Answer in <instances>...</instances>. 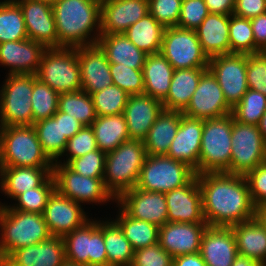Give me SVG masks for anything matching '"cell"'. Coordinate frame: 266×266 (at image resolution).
Here are the masks:
<instances>
[{
    "instance_id": "f35d334b",
    "label": "cell",
    "mask_w": 266,
    "mask_h": 266,
    "mask_svg": "<svg viewBox=\"0 0 266 266\" xmlns=\"http://www.w3.org/2000/svg\"><path fill=\"white\" fill-rule=\"evenodd\" d=\"M115 220L129 240L133 250H138L158 243L159 227L148 221L130 217L123 209Z\"/></svg>"
},
{
    "instance_id": "f546056e",
    "label": "cell",
    "mask_w": 266,
    "mask_h": 266,
    "mask_svg": "<svg viewBox=\"0 0 266 266\" xmlns=\"http://www.w3.org/2000/svg\"><path fill=\"white\" fill-rule=\"evenodd\" d=\"M97 44L106 53L109 63L142 69L148 54L138 49L125 34H101Z\"/></svg>"
},
{
    "instance_id": "f907efd6",
    "label": "cell",
    "mask_w": 266,
    "mask_h": 266,
    "mask_svg": "<svg viewBox=\"0 0 266 266\" xmlns=\"http://www.w3.org/2000/svg\"><path fill=\"white\" fill-rule=\"evenodd\" d=\"M248 88L266 96V52L247 55Z\"/></svg>"
},
{
    "instance_id": "be15d7a7",
    "label": "cell",
    "mask_w": 266,
    "mask_h": 266,
    "mask_svg": "<svg viewBox=\"0 0 266 266\" xmlns=\"http://www.w3.org/2000/svg\"><path fill=\"white\" fill-rule=\"evenodd\" d=\"M255 218L266 229V204L255 207Z\"/></svg>"
},
{
    "instance_id": "60d3db41",
    "label": "cell",
    "mask_w": 266,
    "mask_h": 266,
    "mask_svg": "<svg viewBox=\"0 0 266 266\" xmlns=\"http://www.w3.org/2000/svg\"><path fill=\"white\" fill-rule=\"evenodd\" d=\"M58 111L76 118L84 126H91L97 118L92 97L83 90L59 94Z\"/></svg>"
},
{
    "instance_id": "8992f818",
    "label": "cell",
    "mask_w": 266,
    "mask_h": 266,
    "mask_svg": "<svg viewBox=\"0 0 266 266\" xmlns=\"http://www.w3.org/2000/svg\"><path fill=\"white\" fill-rule=\"evenodd\" d=\"M232 114L205 119L198 159V175L206 172L230 173Z\"/></svg>"
},
{
    "instance_id": "9a60e30c",
    "label": "cell",
    "mask_w": 266,
    "mask_h": 266,
    "mask_svg": "<svg viewBox=\"0 0 266 266\" xmlns=\"http://www.w3.org/2000/svg\"><path fill=\"white\" fill-rule=\"evenodd\" d=\"M223 91L213 74L207 70L200 78L187 107L182 111L187 117L197 119L219 118L230 114Z\"/></svg>"
},
{
    "instance_id": "b9f144b4",
    "label": "cell",
    "mask_w": 266,
    "mask_h": 266,
    "mask_svg": "<svg viewBox=\"0 0 266 266\" xmlns=\"http://www.w3.org/2000/svg\"><path fill=\"white\" fill-rule=\"evenodd\" d=\"M230 53L254 54L262 52L256 45L250 19L230 15L229 18Z\"/></svg>"
},
{
    "instance_id": "6125c7cd",
    "label": "cell",
    "mask_w": 266,
    "mask_h": 266,
    "mask_svg": "<svg viewBox=\"0 0 266 266\" xmlns=\"http://www.w3.org/2000/svg\"><path fill=\"white\" fill-rule=\"evenodd\" d=\"M232 266H266V265L254 259H251L250 257H244L238 255L233 261Z\"/></svg>"
},
{
    "instance_id": "9c48e42d",
    "label": "cell",
    "mask_w": 266,
    "mask_h": 266,
    "mask_svg": "<svg viewBox=\"0 0 266 266\" xmlns=\"http://www.w3.org/2000/svg\"><path fill=\"white\" fill-rule=\"evenodd\" d=\"M0 91V126L33 125V74H8Z\"/></svg>"
},
{
    "instance_id": "bcb514c9",
    "label": "cell",
    "mask_w": 266,
    "mask_h": 266,
    "mask_svg": "<svg viewBox=\"0 0 266 266\" xmlns=\"http://www.w3.org/2000/svg\"><path fill=\"white\" fill-rule=\"evenodd\" d=\"M55 190V181L51 175L40 187H35L18 195V205L10 207L27 213L43 214L48 199Z\"/></svg>"
},
{
    "instance_id": "30bf717a",
    "label": "cell",
    "mask_w": 266,
    "mask_h": 266,
    "mask_svg": "<svg viewBox=\"0 0 266 266\" xmlns=\"http://www.w3.org/2000/svg\"><path fill=\"white\" fill-rule=\"evenodd\" d=\"M231 145V174L246 176L266 162V140L258 126L240 123L233 116Z\"/></svg>"
},
{
    "instance_id": "3957f363",
    "label": "cell",
    "mask_w": 266,
    "mask_h": 266,
    "mask_svg": "<svg viewBox=\"0 0 266 266\" xmlns=\"http://www.w3.org/2000/svg\"><path fill=\"white\" fill-rule=\"evenodd\" d=\"M147 156L144 141L139 139H129L106 153L103 182L115 200L137 186Z\"/></svg>"
},
{
    "instance_id": "681fc988",
    "label": "cell",
    "mask_w": 266,
    "mask_h": 266,
    "mask_svg": "<svg viewBox=\"0 0 266 266\" xmlns=\"http://www.w3.org/2000/svg\"><path fill=\"white\" fill-rule=\"evenodd\" d=\"M182 0H148L149 13L164 27L177 26Z\"/></svg>"
},
{
    "instance_id": "83f0119b",
    "label": "cell",
    "mask_w": 266,
    "mask_h": 266,
    "mask_svg": "<svg viewBox=\"0 0 266 266\" xmlns=\"http://www.w3.org/2000/svg\"><path fill=\"white\" fill-rule=\"evenodd\" d=\"M229 18L230 15L209 13L195 30L208 58L230 53Z\"/></svg>"
},
{
    "instance_id": "e0dca14e",
    "label": "cell",
    "mask_w": 266,
    "mask_h": 266,
    "mask_svg": "<svg viewBox=\"0 0 266 266\" xmlns=\"http://www.w3.org/2000/svg\"><path fill=\"white\" fill-rule=\"evenodd\" d=\"M43 217L51 236L63 237L86 221V214L79 203L53 191L45 206Z\"/></svg>"
},
{
    "instance_id": "f1b7e54d",
    "label": "cell",
    "mask_w": 266,
    "mask_h": 266,
    "mask_svg": "<svg viewBox=\"0 0 266 266\" xmlns=\"http://www.w3.org/2000/svg\"><path fill=\"white\" fill-rule=\"evenodd\" d=\"M53 167H0L1 190L15 199L25 191L40 187L51 175Z\"/></svg>"
},
{
    "instance_id": "7dc6e473",
    "label": "cell",
    "mask_w": 266,
    "mask_h": 266,
    "mask_svg": "<svg viewBox=\"0 0 266 266\" xmlns=\"http://www.w3.org/2000/svg\"><path fill=\"white\" fill-rule=\"evenodd\" d=\"M113 84L129 95L144 94L142 69H132L120 64L110 63Z\"/></svg>"
},
{
    "instance_id": "cb8c5ba5",
    "label": "cell",
    "mask_w": 266,
    "mask_h": 266,
    "mask_svg": "<svg viewBox=\"0 0 266 266\" xmlns=\"http://www.w3.org/2000/svg\"><path fill=\"white\" fill-rule=\"evenodd\" d=\"M163 110V103L150 95H129L123 114L130 139L144 140Z\"/></svg>"
},
{
    "instance_id": "e575fe53",
    "label": "cell",
    "mask_w": 266,
    "mask_h": 266,
    "mask_svg": "<svg viewBox=\"0 0 266 266\" xmlns=\"http://www.w3.org/2000/svg\"><path fill=\"white\" fill-rule=\"evenodd\" d=\"M91 127L95 133L97 148L105 153L113 151L130 139L124 114L97 116Z\"/></svg>"
},
{
    "instance_id": "816d5d0a",
    "label": "cell",
    "mask_w": 266,
    "mask_h": 266,
    "mask_svg": "<svg viewBox=\"0 0 266 266\" xmlns=\"http://www.w3.org/2000/svg\"><path fill=\"white\" fill-rule=\"evenodd\" d=\"M208 14L204 0H182L177 27L196 30Z\"/></svg>"
},
{
    "instance_id": "03108f58",
    "label": "cell",
    "mask_w": 266,
    "mask_h": 266,
    "mask_svg": "<svg viewBox=\"0 0 266 266\" xmlns=\"http://www.w3.org/2000/svg\"><path fill=\"white\" fill-rule=\"evenodd\" d=\"M61 266H84V265L73 263L66 260Z\"/></svg>"
},
{
    "instance_id": "680465c9",
    "label": "cell",
    "mask_w": 266,
    "mask_h": 266,
    "mask_svg": "<svg viewBox=\"0 0 266 266\" xmlns=\"http://www.w3.org/2000/svg\"><path fill=\"white\" fill-rule=\"evenodd\" d=\"M209 13L231 15L234 12L235 0H204Z\"/></svg>"
},
{
    "instance_id": "e7e4bbea",
    "label": "cell",
    "mask_w": 266,
    "mask_h": 266,
    "mask_svg": "<svg viewBox=\"0 0 266 266\" xmlns=\"http://www.w3.org/2000/svg\"><path fill=\"white\" fill-rule=\"evenodd\" d=\"M258 128L260 133L262 134L263 138L266 140V111L260 119L258 124Z\"/></svg>"
},
{
    "instance_id": "ac0fdd59",
    "label": "cell",
    "mask_w": 266,
    "mask_h": 266,
    "mask_svg": "<svg viewBox=\"0 0 266 266\" xmlns=\"http://www.w3.org/2000/svg\"><path fill=\"white\" fill-rule=\"evenodd\" d=\"M165 199L168 222L206 223L197 175L186 185L165 193Z\"/></svg>"
},
{
    "instance_id": "277c9868",
    "label": "cell",
    "mask_w": 266,
    "mask_h": 266,
    "mask_svg": "<svg viewBox=\"0 0 266 266\" xmlns=\"http://www.w3.org/2000/svg\"><path fill=\"white\" fill-rule=\"evenodd\" d=\"M0 259L14 250L35 245L51 237L43 214L27 213L0 205Z\"/></svg>"
},
{
    "instance_id": "ab89813d",
    "label": "cell",
    "mask_w": 266,
    "mask_h": 266,
    "mask_svg": "<svg viewBox=\"0 0 266 266\" xmlns=\"http://www.w3.org/2000/svg\"><path fill=\"white\" fill-rule=\"evenodd\" d=\"M28 39L21 7L15 0L0 2V44Z\"/></svg>"
},
{
    "instance_id": "d590c367",
    "label": "cell",
    "mask_w": 266,
    "mask_h": 266,
    "mask_svg": "<svg viewBox=\"0 0 266 266\" xmlns=\"http://www.w3.org/2000/svg\"><path fill=\"white\" fill-rule=\"evenodd\" d=\"M165 28L150 14H146L124 33L136 47L146 54L161 52Z\"/></svg>"
},
{
    "instance_id": "9f6ffc18",
    "label": "cell",
    "mask_w": 266,
    "mask_h": 266,
    "mask_svg": "<svg viewBox=\"0 0 266 266\" xmlns=\"http://www.w3.org/2000/svg\"><path fill=\"white\" fill-rule=\"evenodd\" d=\"M266 13V0H235L233 14L251 19Z\"/></svg>"
},
{
    "instance_id": "2e32d148",
    "label": "cell",
    "mask_w": 266,
    "mask_h": 266,
    "mask_svg": "<svg viewBox=\"0 0 266 266\" xmlns=\"http://www.w3.org/2000/svg\"><path fill=\"white\" fill-rule=\"evenodd\" d=\"M117 200L118 205L132 218L148 221L158 227L168 222L165 193L135 187L125 191Z\"/></svg>"
},
{
    "instance_id": "6da1fadb",
    "label": "cell",
    "mask_w": 266,
    "mask_h": 266,
    "mask_svg": "<svg viewBox=\"0 0 266 266\" xmlns=\"http://www.w3.org/2000/svg\"><path fill=\"white\" fill-rule=\"evenodd\" d=\"M197 177L208 226L231 227L255 218V206L245 176L206 172Z\"/></svg>"
},
{
    "instance_id": "91938a15",
    "label": "cell",
    "mask_w": 266,
    "mask_h": 266,
    "mask_svg": "<svg viewBox=\"0 0 266 266\" xmlns=\"http://www.w3.org/2000/svg\"><path fill=\"white\" fill-rule=\"evenodd\" d=\"M83 127L84 125L81 124L76 118L61 112L62 136H66V138L69 140Z\"/></svg>"
},
{
    "instance_id": "7c38bea8",
    "label": "cell",
    "mask_w": 266,
    "mask_h": 266,
    "mask_svg": "<svg viewBox=\"0 0 266 266\" xmlns=\"http://www.w3.org/2000/svg\"><path fill=\"white\" fill-rule=\"evenodd\" d=\"M160 53L175 70L208 68L209 65L195 30L177 26L165 28Z\"/></svg>"
},
{
    "instance_id": "8fae6325",
    "label": "cell",
    "mask_w": 266,
    "mask_h": 266,
    "mask_svg": "<svg viewBox=\"0 0 266 266\" xmlns=\"http://www.w3.org/2000/svg\"><path fill=\"white\" fill-rule=\"evenodd\" d=\"M62 238L67 261L84 266H107L103 223L88 220Z\"/></svg>"
},
{
    "instance_id": "11a10c76",
    "label": "cell",
    "mask_w": 266,
    "mask_h": 266,
    "mask_svg": "<svg viewBox=\"0 0 266 266\" xmlns=\"http://www.w3.org/2000/svg\"><path fill=\"white\" fill-rule=\"evenodd\" d=\"M255 207L266 204V162L259 164L245 176Z\"/></svg>"
},
{
    "instance_id": "ffe728a7",
    "label": "cell",
    "mask_w": 266,
    "mask_h": 266,
    "mask_svg": "<svg viewBox=\"0 0 266 266\" xmlns=\"http://www.w3.org/2000/svg\"><path fill=\"white\" fill-rule=\"evenodd\" d=\"M22 9L28 39L46 48H58L52 5L35 0H15Z\"/></svg>"
},
{
    "instance_id": "ee69618b",
    "label": "cell",
    "mask_w": 266,
    "mask_h": 266,
    "mask_svg": "<svg viewBox=\"0 0 266 266\" xmlns=\"http://www.w3.org/2000/svg\"><path fill=\"white\" fill-rule=\"evenodd\" d=\"M265 111L266 96L248 89L240 102L232 108L231 114L240 123L258 126Z\"/></svg>"
},
{
    "instance_id": "f6af8a7d",
    "label": "cell",
    "mask_w": 266,
    "mask_h": 266,
    "mask_svg": "<svg viewBox=\"0 0 266 266\" xmlns=\"http://www.w3.org/2000/svg\"><path fill=\"white\" fill-rule=\"evenodd\" d=\"M97 116L123 114L129 94L114 84L91 94Z\"/></svg>"
},
{
    "instance_id": "484cf974",
    "label": "cell",
    "mask_w": 266,
    "mask_h": 266,
    "mask_svg": "<svg viewBox=\"0 0 266 266\" xmlns=\"http://www.w3.org/2000/svg\"><path fill=\"white\" fill-rule=\"evenodd\" d=\"M200 254L207 266H232L238 256L232 228L208 226L201 240Z\"/></svg>"
},
{
    "instance_id": "4dcf8cb0",
    "label": "cell",
    "mask_w": 266,
    "mask_h": 266,
    "mask_svg": "<svg viewBox=\"0 0 266 266\" xmlns=\"http://www.w3.org/2000/svg\"><path fill=\"white\" fill-rule=\"evenodd\" d=\"M174 68L161 54H148L142 68L144 94L163 101L169 92Z\"/></svg>"
},
{
    "instance_id": "003e7915",
    "label": "cell",
    "mask_w": 266,
    "mask_h": 266,
    "mask_svg": "<svg viewBox=\"0 0 266 266\" xmlns=\"http://www.w3.org/2000/svg\"><path fill=\"white\" fill-rule=\"evenodd\" d=\"M35 1H41V2L48 3L50 5H53L55 2H57L59 0H35Z\"/></svg>"
},
{
    "instance_id": "7402d4cb",
    "label": "cell",
    "mask_w": 266,
    "mask_h": 266,
    "mask_svg": "<svg viewBox=\"0 0 266 266\" xmlns=\"http://www.w3.org/2000/svg\"><path fill=\"white\" fill-rule=\"evenodd\" d=\"M77 58L83 91L91 95L113 84L110 63L98 44L77 47Z\"/></svg>"
},
{
    "instance_id": "4fadbf2b",
    "label": "cell",
    "mask_w": 266,
    "mask_h": 266,
    "mask_svg": "<svg viewBox=\"0 0 266 266\" xmlns=\"http://www.w3.org/2000/svg\"><path fill=\"white\" fill-rule=\"evenodd\" d=\"M208 70L216 78L227 104L233 108L249 89L247 54L229 53L209 58Z\"/></svg>"
},
{
    "instance_id": "c3c4849f",
    "label": "cell",
    "mask_w": 266,
    "mask_h": 266,
    "mask_svg": "<svg viewBox=\"0 0 266 266\" xmlns=\"http://www.w3.org/2000/svg\"><path fill=\"white\" fill-rule=\"evenodd\" d=\"M106 153L100 149L70 160L66 165L74 172L91 178L103 179Z\"/></svg>"
},
{
    "instance_id": "f5cc1de1",
    "label": "cell",
    "mask_w": 266,
    "mask_h": 266,
    "mask_svg": "<svg viewBox=\"0 0 266 266\" xmlns=\"http://www.w3.org/2000/svg\"><path fill=\"white\" fill-rule=\"evenodd\" d=\"M97 149L93 128L91 126H84L67 141L65 152L68 151L70 157L63 164H67L70 160L84 156Z\"/></svg>"
},
{
    "instance_id": "7a4b0ae2",
    "label": "cell",
    "mask_w": 266,
    "mask_h": 266,
    "mask_svg": "<svg viewBox=\"0 0 266 266\" xmlns=\"http://www.w3.org/2000/svg\"><path fill=\"white\" fill-rule=\"evenodd\" d=\"M52 9L58 48H77L97 44L101 35V0H59L52 5ZM95 26L99 34L97 33L96 37L88 41Z\"/></svg>"
},
{
    "instance_id": "d6a6232c",
    "label": "cell",
    "mask_w": 266,
    "mask_h": 266,
    "mask_svg": "<svg viewBox=\"0 0 266 266\" xmlns=\"http://www.w3.org/2000/svg\"><path fill=\"white\" fill-rule=\"evenodd\" d=\"M182 111L163 110L143 140L148 155H167L180 125Z\"/></svg>"
},
{
    "instance_id": "8d00e7d4",
    "label": "cell",
    "mask_w": 266,
    "mask_h": 266,
    "mask_svg": "<svg viewBox=\"0 0 266 266\" xmlns=\"http://www.w3.org/2000/svg\"><path fill=\"white\" fill-rule=\"evenodd\" d=\"M43 152L53 162L65 153L68 139L62 136L61 112L57 111L52 117L39 120L33 124Z\"/></svg>"
},
{
    "instance_id": "74e56055",
    "label": "cell",
    "mask_w": 266,
    "mask_h": 266,
    "mask_svg": "<svg viewBox=\"0 0 266 266\" xmlns=\"http://www.w3.org/2000/svg\"><path fill=\"white\" fill-rule=\"evenodd\" d=\"M103 238L107 266H131L134 250L115 221H103Z\"/></svg>"
},
{
    "instance_id": "1f68e13d",
    "label": "cell",
    "mask_w": 266,
    "mask_h": 266,
    "mask_svg": "<svg viewBox=\"0 0 266 266\" xmlns=\"http://www.w3.org/2000/svg\"><path fill=\"white\" fill-rule=\"evenodd\" d=\"M208 68L176 69L167 97L162 101L164 110L183 111L189 104L201 76Z\"/></svg>"
},
{
    "instance_id": "94428289",
    "label": "cell",
    "mask_w": 266,
    "mask_h": 266,
    "mask_svg": "<svg viewBox=\"0 0 266 266\" xmlns=\"http://www.w3.org/2000/svg\"><path fill=\"white\" fill-rule=\"evenodd\" d=\"M172 266H207L200 252L180 255L173 258Z\"/></svg>"
},
{
    "instance_id": "44dd1931",
    "label": "cell",
    "mask_w": 266,
    "mask_h": 266,
    "mask_svg": "<svg viewBox=\"0 0 266 266\" xmlns=\"http://www.w3.org/2000/svg\"><path fill=\"white\" fill-rule=\"evenodd\" d=\"M207 223L167 222L159 227L158 243L173 258L200 252Z\"/></svg>"
},
{
    "instance_id": "5bb4252c",
    "label": "cell",
    "mask_w": 266,
    "mask_h": 266,
    "mask_svg": "<svg viewBox=\"0 0 266 266\" xmlns=\"http://www.w3.org/2000/svg\"><path fill=\"white\" fill-rule=\"evenodd\" d=\"M52 175L55 189L74 202H106L114 199L106 190L103 179L82 176L71 170L66 164L54 162Z\"/></svg>"
},
{
    "instance_id": "a7ac6f4b",
    "label": "cell",
    "mask_w": 266,
    "mask_h": 266,
    "mask_svg": "<svg viewBox=\"0 0 266 266\" xmlns=\"http://www.w3.org/2000/svg\"><path fill=\"white\" fill-rule=\"evenodd\" d=\"M0 266H9V264L5 260L0 259Z\"/></svg>"
},
{
    "instance_id": "52a82bcc",
    "label": "cell",
    "mask_w": 266,
    "mask_h": 266,
    "mask_svg": "<svg viewBox=\"0 0 266 266\" xmlns=\"http://www.w3.org/2000/svg\"><path fill=\"white\" fill-rule=\"evenodd\" d=\"M36 77L58 94L82 90L77 48H47Z\"/></svg>"
},
{
    "instance_id": "603a6c76",
    "label": "cell",
    "mask_w": 266,
    "mask_h": 266,
    "mask_svg": "<svg viewBox=\"0 0 266 266\" xmlns=\"http://www.w3.org/2000/svg\"><path fill=\"white\" fill-rule=\"evenodd\" d=\"M204 119L181 116L180 125L174 137L168 157L184 162L198 175V159L201 148Z\"/></svg>"
},
{
    "instance_id": "836d02e7",
    "label": "cell",
    "mask_w": 266,
    "mask_h": 266,
    "mask_svg": "<svg viewBox=\"0 0 266 266\" xmlns=\"http://www.w3.org/2000/svg\"><path fill=\"white\" fill-rule=\"evenodd\" d=\"M238 255L266 265V229L256 218L231 226Z\"/></svg>"
},
{
    "instance_id": "d4e9b609",
    "label": "cell",
    "mask_w": 266,
    "mask_h": 266,
    "mask_svg": "<svg viewBox=\"0 0 266 266\" xmlns=\"http://www.w3.org/2000/svg\"><path fill=\"white\" fill-rule=\"evenodd\" d=\"M46 49L31 39L3 42L0 44V63L10 67L9 74L36 75Z\"/></svg>"
},
{
    "instance_id": "4316f807",
    "label": "cell",
    "mask_w": 266,
    "mask_h": 266,
    "mask_svg": "<svg viewBox=\"0 0 266 266\" xmlns=\"http://www.w3.org/2000/svg\"><path fill=\"white\" fill-rule=\"evenodd\" d=\"M5 261L9 266H61L66 261L62 237L14 250Z\"/></svg>"
},
{
    "instance_id": "d6986e66",
    "label": "cell",
    "mask_w": 266,
    "mask_h": 266,
    "mask_svg": "<svg viewBox=\"0 0 266 266\" xmlns=\"http://www.w3.org/2000/svg\"><path fill=\"white\" fill-rule=\"evenodd\" d=\"M148 13V0H101L100 34H124Z\"/></svg>"
},
{
    "instance_id": "5b68a950",
    "label": "cell",
    "mask_w": 266,
    "mask_h": 266,
    "mask_svg": "<svg viewBox=\"0 0 266 266\" xmlns=\"http://www.w3.org/2000/svg\"><path fill=\"white\" fill-rule=\"evenodd\" d=\"M33 125L0 126V167H53Z\"/></svg>"
},
{
    "instance_id": "6f0895ef",
    "label": "cell",
    "mask_w": 266,
    "mask_h": 266,
    "mask_svg": "<svg viewBox=\"0 0 266 266\" xmlns=\"http://www.w3.org/2000/svg\"><path fill=\"white\" fill-rule=\"evenodd\" d=\"M255 45L266 52V13L250 19Z\"/></svg>"
},
{
    "instance_id": "db71d44e",
    "label": "cell",
    "mask_w": 266,
    "mask_h": 266,
    "mask_svg": "<svg viewBox=\"0 0 266 266\" xmlns=\"http://www.w3.org/2000/svg\"><path fill=\"white\" fill-rule=\"evenodd\" d=\"M173 257L159 243L134 251L131 266H172Z\"/></svg>"
},
{
    "instance_id": "7bdbcfd3",
    "label": "cell",
    "mask_w": 266,
    "mask_h": 266,
    "mask_svg": "<svg viewBox=\"0 0 266 266\" xmlns=\"http://www.w3.org/2000/svg\"><path fill=\"white\" fill-rule=\"evenodd\" d=\"M59 94L33 74L31 96L33 124L52 117L58 111Z\"/></svg>"
},
{
    "instance_id": "ba28073f",
    "label": "cell",
    "mask_w": 266,
    "mask_h": 266,
    "mask_svg": "<svg viewBox=\"0 0 266 266\" xmlns=\"http://www.w3.org/2000/svg\"><path fill=\"white\" fill-rule=\"evenodd\" d=\"M195 175L194 170L184 162L166 155H148L136 187L150 192L167 193L186 185Z\"/></svg>"
}]
</instances>
